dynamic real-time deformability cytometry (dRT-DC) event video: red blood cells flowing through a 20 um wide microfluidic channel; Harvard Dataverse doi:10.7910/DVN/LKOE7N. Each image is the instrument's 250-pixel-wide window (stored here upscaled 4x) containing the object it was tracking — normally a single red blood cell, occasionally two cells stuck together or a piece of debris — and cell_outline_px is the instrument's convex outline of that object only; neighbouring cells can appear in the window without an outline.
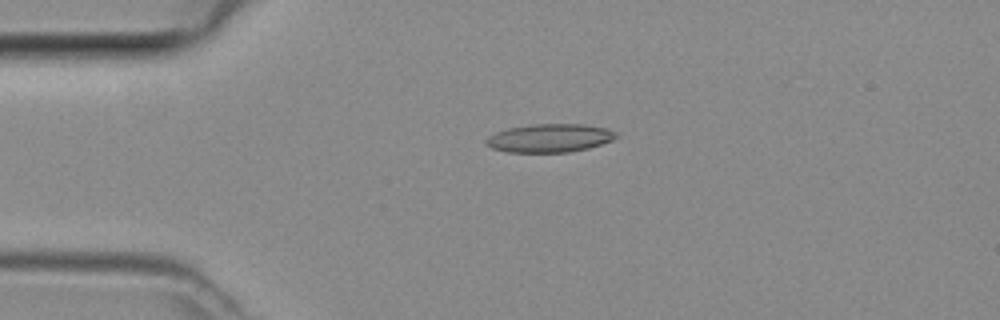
{"species": "common noctule bat (a hibernating species)", "species_latin": "Nyctalus noctula", "temperature_condition": "room temperature", "stored_images_in_passage": 4, "camera_frame_rate_fps": 3000, "um_per_image_px": 0.085, "animal": {"sex": "female", "body_mass_g": 29.2, "forearm_length_mm": 56.3}, "frame": {"image": 1, "passage_image": 2, "time_ms": 0.333, "image_size_px": [1000, 320], "cell_outline_px": [[620, 136], [612, 140], [588, 148], [568, 152], [508, 152], [492, 148], [484, 144], [484, 140], [488, 136], [496, 132], [508, 128], [532, 124], [584, 124], [608, 128], [616, 132]], "centroid_in_image_um": [46.72, 11.73], "position_along_channel_um": 38.3, "area_um2": 21.62}}
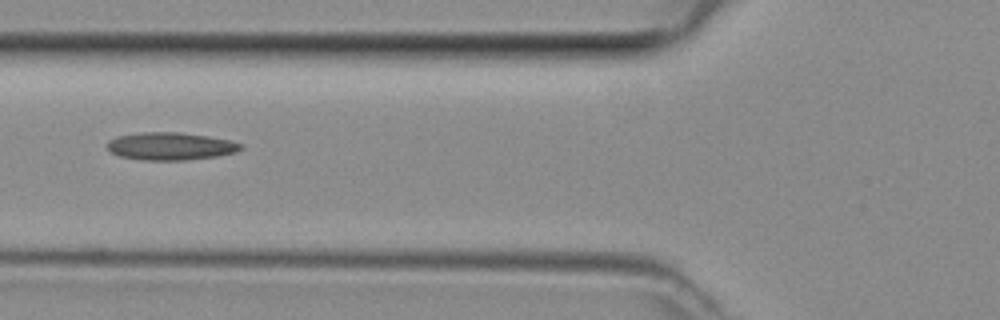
{"frame": {"image": 2, "passage_image": 4, "time_ms": 1.0, "image_size_px": [1000, 320], "cell_outline_px": [[244, 148], [236, 152], [216, 156], [184, 160], [144, 160], [120, 156], [112, 152], [108, 148], [108, 140], [116, 136], [140, 132], [180, 132], [208, 136], [232, 140], [244, 144]], "centroid_in_image_um": [14.53, 12.41], "position_along_channel_um": 111.3, "area_um2": 21.62}}